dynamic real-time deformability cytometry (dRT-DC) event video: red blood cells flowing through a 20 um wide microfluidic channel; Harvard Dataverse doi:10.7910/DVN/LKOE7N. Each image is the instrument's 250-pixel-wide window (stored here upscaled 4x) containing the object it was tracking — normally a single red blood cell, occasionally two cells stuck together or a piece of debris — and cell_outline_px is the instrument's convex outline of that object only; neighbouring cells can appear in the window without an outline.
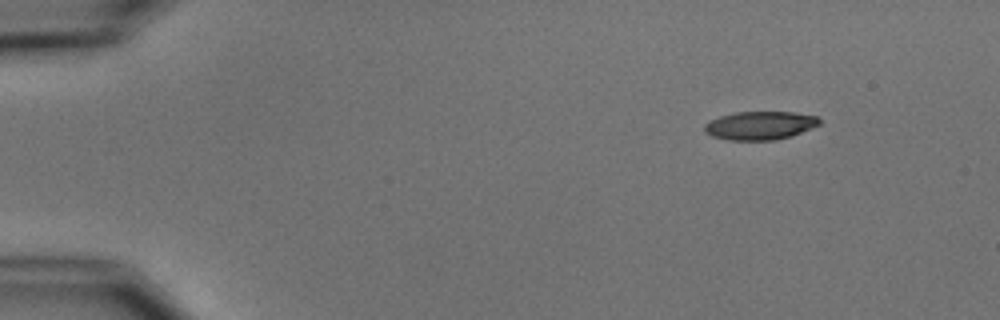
{"species": "common noctule bat (a hibernating species)", "species_latin": "Nyctalus noctula", "temperature_condition": "cold", "stored_images_in_passage": 3, "camera_frame_rate_fps": 3000, "um_per_image_px": 0.085, "animal": {"sex": "male", "body_mass_g": 15.6}, "frame": {"image": 1, "passage_image": 1, "time_ms": 0.0, "image_size_px": [1000, 320], "cell_outline_px": [[820, 124], [792, 136], [776, 140], [728, 140], [712, 136], [704, 132], [704, 124], [708, 120], [720, 116], [736, 112], [792, 112], [816, 116], [820, 120]], "centroid_in_image_um": [64.56, 10.67], "position_along_channel_um": 20.4, "area_um2": 19.07}}